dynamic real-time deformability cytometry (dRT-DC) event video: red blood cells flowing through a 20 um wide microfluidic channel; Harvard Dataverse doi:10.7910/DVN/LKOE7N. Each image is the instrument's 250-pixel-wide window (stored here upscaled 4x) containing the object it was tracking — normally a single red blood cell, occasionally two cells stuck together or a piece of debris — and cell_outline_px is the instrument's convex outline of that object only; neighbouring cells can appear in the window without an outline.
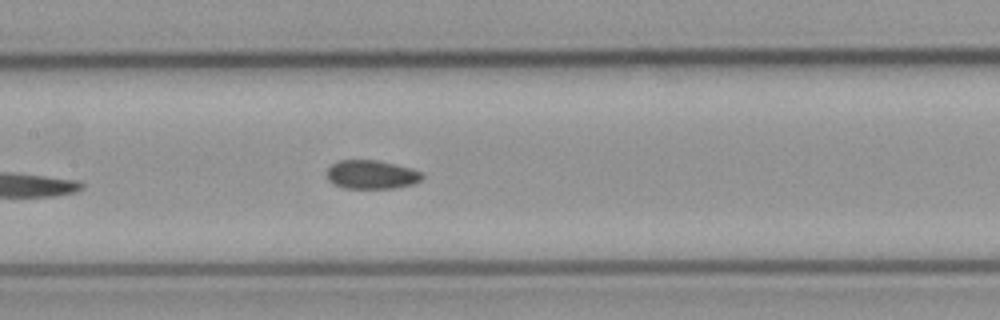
{"species": "common noctule bat (a hibernating species)", "species_latin": "Nyctalus noctula", "temperature_condition": "cold", "stored_images_in_passage": 7, "camera_frame_rate_fps": 3000, "um_per_image_px": 0.085, "animal": {"sex": "male", "body_mass_g": 23.1, "forearm_length_mm": 52.7}, "frame": {"image": 1, "passage_image": 7, "time_ms": 8.0, "image_size_px": [1000, 320], "cell_outline_px": [[424, 176], [416, 184], [392, 188], [344, 188], [328, 180], [328, 168], [336, 160], [376, 160], [412, 168], [424, 172]], "centroid_in_image_um": [31.62, 14.83], "position_along_channel_um": 175.8, "area_um2": 16.01}}